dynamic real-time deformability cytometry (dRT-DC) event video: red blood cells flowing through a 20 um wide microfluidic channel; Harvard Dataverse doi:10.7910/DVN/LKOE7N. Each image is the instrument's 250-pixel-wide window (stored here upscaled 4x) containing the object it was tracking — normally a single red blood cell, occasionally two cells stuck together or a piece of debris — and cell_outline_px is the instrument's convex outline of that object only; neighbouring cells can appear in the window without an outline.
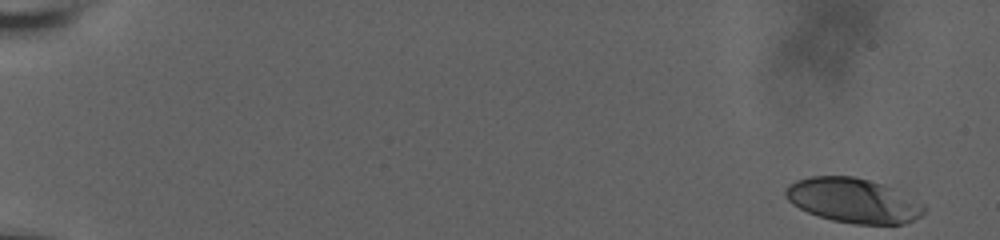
{"species": "human", "species_latin": "Homo sapiens", "temperature_condition": "room temperature", "stored_images_in_passage": 57, "camera_frame_rate_fps": 3000, "um_per_image_px": 0.085, "donor": {"sex": "male"}, "frame": {"image": 1, "passage_image": 1, "time_ms": 0.0, "image_size_px": [1000, 240], "cell_outline_px": [[928, 208], [920, 216], [904, 224], [856, 224], [832, 220], [808, 212], [792, 204], [784, 196], [784, 188], [788, 184], [796, 180], [808, 176], [856, 176], [884, 184], [924, 204]], "centroid_in_image_um": [72.5, 17.03], "position_along_channel_um": 12.5, "area_um2": 36.13}}
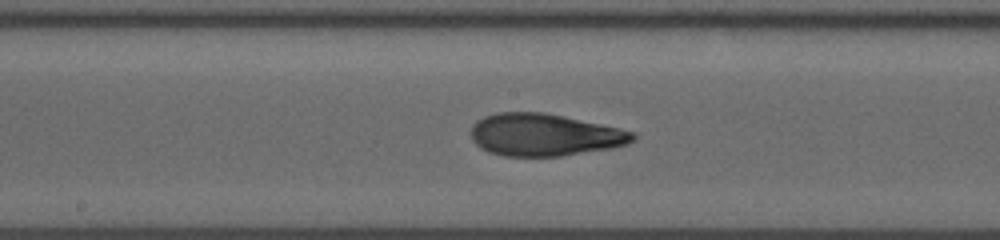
{"frame": {"image": 2, "passage_image": 32, "time_ms": 10.333, "image_size_px": [1000, 240], "cell_outline_px": [[636, 136], [628, 144], [612, 148], [560, 156], [504, 156], [488, 152], [480, 148], [472, 140], [472, 124], [476, 120], [484, 116], [496, 112], [544, 112], [564, 116], [636, 132]], "centroid_in_image_um": [46.25, 11.46], "position_along_channel_um": 202.0, "area_um2": 39.94}}
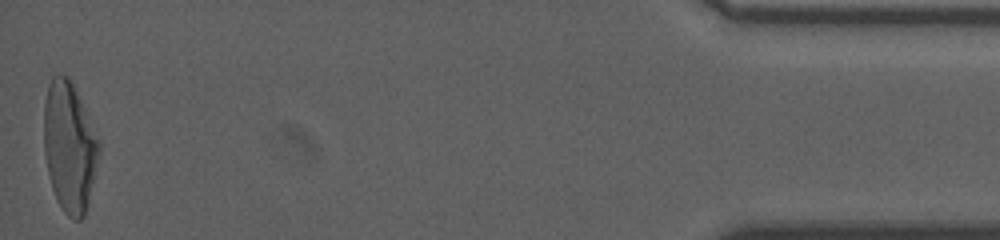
{"frame": {"image": 3, "passage_image": 57, "time_ms": 18.667, "image_size_px": [1000, 240], "cell_outline_px": [[100, 152], [88, 204], [84, 216], [80, 220], [72, 220], [64, 212], [56, 200], [52, 188], [48, 172], [44, 152], [44, 104], [48, 84], [52, 76], [68, 76], [100, 140]], "centroid_in_image_um": [5.9, 12.52], "position_along_channel_um": 429.3, "area_um2": 41.62}, "authors_computed_cell_mechanics": {"area_um2": 38.8416, "velocity_mm_per_s": 3.7198, "shape_relaxation_time_tau1_ms": 5.7648, "shape_relaxation_time_tau2_ms": 1.502, "deformation_change_tau1": 0.2223, "deformation_change_tau2": 0.0876}}